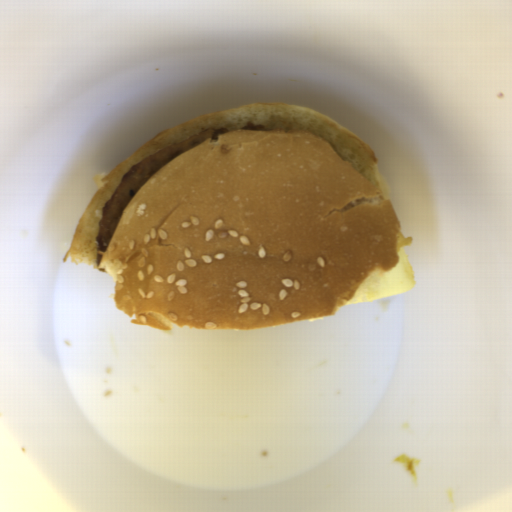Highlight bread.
I'll return each instance as SVG.
<instances>
[{
    "instance_id": "obj_1",
    "label": "bread",
    "mask_w": 512,
    "mask_h": 512,
    "mask_svg": "<svg viewBox=\"0 0 512 512\" xmlns=\"http://www.w3.org/2000/svg\"><path fill=\"white\" fill-rule=\"evenodd\" d=\"M133 196L100 261L101 210L132 166L206 128ZM82 213L70 262L116 279L117 309L162 331L249 330L333 316L401 232L372 146L312 107L256 103L162 130L112 171Z\"/></svg>"
}]
</instances>
